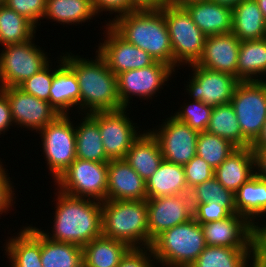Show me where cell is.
I'll use <instances>...</instances> for the list:
<instances>
[{
  "mask_svg": "<svg viewBox=\"0 0 266 267\" xmlns=\"http://www.w3.org/2000/svg\"><path fill=\"white\" fill-rule=\"evenodd\" d=\"M34 40L35 37L23 43L3 46L0 53V88L17 87L51 61L48 52L45 53Z\"/></svg>",
  "mask_w": 266,
  "mask_h": 267,
  "instance_id": "ba28073f",
  "label": "cell"
},
{
  "mask_svg": "<svg viewBox=\"0 0 266 267\" xmlns=\"http://www.w3.org/2000/svg\"><path fill=\"white\" fill-rule=\"evenodd\" d=\"M192 204L215 202L223 206L230 214L236 213L235 197L215 177L190 190Z\"/></svg>",
  "mask_w": 266,
  "mask_h": 267,
  "instance_id": "74e56055",
  "label": "cell"
},
{
  "mask_svg": "<svg viewBox=\"0 0 266 267\" xmlns=\"http://www.w3.org/2000/svg\"><path fill=\"white\" fill-rule=\"evenodd\" d=\"M206 36L232 32V9L211 0H192L181 4Z\"/></svg>",
  "mask_w": 266,
  "mask_h": 267,
  "instance_id": "7402d4cb",
  "label": "cell"
},
{
  "mask_svg": "<svg viewBox=\"0 0 266 267\" xmlns=\"http://www.w3.org/2000/svg\"><path fill=\"white\" fill-rule=\"evenodd\" d=\"M232 33L240 41L266 38V20L255 0H242L232 9Z\"/></svg>",
  "mask_w": 266,
  "mask_h": 267,
  "instance_id": "484cf974",
  "label": "cell"
},
{
  "mask_svg": "<svg viewBox=\"0 0 266 267\" xmlns=\"http://www.w3.org/2000/svg\"><path fill=\"white\" fill-rule=\"evenodd\" d=\"M240 43L232 32L207 36L202 55L196 65L237 77Z\"/></svg>",
  "mask_w": 266,
  "mask_h": 267,
  "instance_id": "d6986e66",
  "label": "cell"
},
{
  "mask_svg": "<svg viewBox=\"0 0 266 267\" xmlns=\"http://www.w3.org/2000/svg\"><path fill=\"white\" fill-rule=\"evenodd\" d=\"M237 147L230 141L206 131L198 133L196 155L214 170L220 166Z\"/></svg>",
  "mask_w": 266,
  "mask_h": 267,
  "instance_id": "8d00e7d4",
  "label": "cell"
},
{
  "mask_svg": "<svg viewBox=\"0 0 266 267\" xmlns=\"http://www.w3.org/2000/svg\"><path fill=\"white\" fill-rule=\"evenodd\" d=\"M80 123L74 122L76 135V158L109 163L98 124L88 115L82 114ZM83 117V118H82Z\"/></svg>",
  "mask_w": 266,
  "mask_h": 267,
  "instance_id": "f546056e",
  "label": "cell"
},
{
  "mask_svg": "<svg viewBox=\"0 0 266 267\" xmlns=\"http://www.w3.org/2000/svg\"><path fill=\"white\" fill-rule=\"evenodd\" d=\"M190 73L185 92L188 99L201 101L211 107L230 103L237 85L241 82L232 74L213 71L196 64L188 65Z\"/></svg>",
  "mask_w": 266,
  "mask_h": 267,
  "instance_id": "4fadbf2b",
  "label": "cell"
},
{
  "mask_svg": "<svg viewBox=\"0 0 266 267\" xmlns=\"http://www.w3.org/2000/svg\"><path fill=\"white\" fill-rule=\"evenodd\" d=\"M64 62L75 72L80 88L78 113L91 114L124 108L118 95L117 76L105 60L95 52V58H83L72 52H61ZM95 59V60H94Z\"/></svg>",
  "mask_w": 266,
  "mask_h": 267,
  "instance_id": "7a4b0ae2",
  "label": "cell"
},
{
  "mask_svg": "<svg viewBox=\"0 0 266 267\" xmlns=\"http://www.w3.org/2000/svg\"><path fill=\"white\" fill-rule=\"evenodd\" d=\"M93 9L99 17L103 12H108L111 14H116L112 20L109 18L108 21L104 23L110 24L115 18L120 15L126 14L128 12H133L138 10L131 2V0H92ZM110 20V21H109Z\"/></svg>",
  "mask_w": 266,
  "mask_h": 267,
  "instance_id": "f6af8a7d",
  "label": "cell"
},
{
  "mask_svg": "<svg viewBox=\"0 0 266 267\" xmlns=\"http://www.w3.org/2000/svg\"><path fill=\"white\" fill-rule=\"evenodd\" d=\"M251 149H266V121L256 140L250 145Z\"/></svg>",
  "mask_w": 266,
  "mask_h": 267,
  "instance_id": "f5cc1de1",
  "label": "cell"
},
{
  "mask_svg": "<svg viewBox=\"0 0 266 267\" xmlns=\"http://www.w3.org/2000/svg\"><path fill=\"white\" fill-rule=\"evenodd\" d=\"M108 163L76 158L54 182L55 188L70 196L106 200Z\"/></svg>",
  "mask_w": 266,
  "mask_h": 267,
  "instance_id": "30bf717a",
  "label": "cell"
},
{
  "mask_svg": "<svg viewBox=\"0 0 266 267\" xmlns=\"http://www.w3.org/2000/svg\"><path fill=\"white\" fill-rule=\"evenodd\" d=\"M206 132L230 141L237 148H243V134L230 103L213 107Z\"/></svg>",
  "mask_w": 266,
  "mask_h": 267,
  "instance_id": "d590c367",
  "label": "cell"
},
{
  "mask_svg": "<svg viewBox=\"0 0 266 267\" xmlns=\"http://www.w3.org/2000/svg\"><path fill=\"white\" fill-rule=\"evenodd\" d=\"M129 249L121 241L100 236L82 247L83 267H117Z\"/></svg>",
  "mask_w": 266,
  "mask_h": 267,
  "instance_id": "1f68e13d",
  "label": "cell"
},
{
  "mask_svg": "<svg viewBox=\"0 0 266 267\" xmlns=\"http://www.w3.org/2000/svg\"><path fill=\"white\" fill-rule=\"evenodd\" d=\"M0 90L8 98L14 127L27 128L37 133L60 115L49 102L27 94L18 87L0 88Z\"/></svg>",
  "mask_w": 266,
  "mask_h": 267,
  "instance_id": "e0dca14e",
  "label": "cell"
},
{
  "mask_svg": "<svg viewBox=\"0 0 266 267\" xmlns=\"http://www.w3.org/2000/svg\"><path fill=\"white\" fill-rule=\"evenodd\" d=\"M175 70L163 62L155 61L152 65L122 72L117 75L118 95L121 105L129 108L131 99L151 100L162 90L176 74ZM172 77V78H171ZM166 83V84H165Z\"/></svg>",
  "mask_w": 266,
  "mask_h": 267,
  "instance_id": "7c38bea8",
  "label": "cell"
},
{
  "mask_svg": "<svg viewBox=\"0 0 266 267\" xmlns=\"http://www.w3.org/2000/svg\"><path fill=\"white\" fill-rule=\"evenodd\" d=\"M166 4H182L186 1H192V0H165Z\"/></svg>",
  "mask_w": 266,
  "mask_h": 267,
  "instance_id": "9f6ffc18",
  "label": "cell"
},
{
  "mask_svg": "<svg viewBox=\"0 0 266 267\" xmlns=\"http://www.w3.org/2000/svg\"><path fill=\"white\" fill-rule=\"evenodd\" d=\"M42 267H83L82 247L56 242L41 233Z\"/></svg>",
  "mask_w": 266,
  "mask_h": 267,
  "instance_id": "836d02e7",
  "label": "cell"
},
{
  "mask_svg": "<svg viewBox=\"0 0 266 267\" xmlns=\"http://www.w3.org/2000/svg\"><path fill=\"white\" fill-rule=\"evenodd\" d=\"M145 183L147 198L190 193L185 179L184 167L165 160Z\"/></svg>",
  "mask_w": 266,
  "mask_h": 267,
  "instance_id": "83f0119b",
  "label": "cell"
},
{
  "mask_svg": "<svg viewBox=\"0 0 266 267\" xmlns=\"http://www.w3.org/2000/svg\"><path fill=\"white\" fill-rule=\"evenodd\" d=\"M2 159H0V171L5 167L2 163V161H1Z\"/></svg>",
  "mask_w": 266,
  "mask_h": 267,
  "instance_id": "6f0895ef",
  "label": "cell"
},
{
  "mask_svg": "<svg viewBox=\"0 0 266 267\" xmlns=\"http://www.w3.org/2000/svg\"><path fill=\"white\" fill-rule=\"evenodd\" d=\"M102 206V236L130 248L149 247L146 200H105Z\"/></svg>",
  "mask_w": 266,
  "mask_h": 267,
  "instance_id": "277c9868",
  "label": "cell"
},
{
  "mask_svg": "<svg viewBox=\"0 0 266 267\" xmlns=\"http://www.w3.org/2000/svg\"><path fill=\"white\" fill-rule=\"evenodd\" d=\"M162 120L156 129L148 130L157 139L164 160L184 166L196 155L199 132L171 115Z\"/></svg>",
  "mask_w": 266,
  "mask_h": 267,
  "instance_id": "5bb4252c",
  "label": "cell"
},
{
  "mask_svg": "<svg viewBox=\"0 0 266 267\" xmlns=\"http://www.w3.org/2000/svg\"><path fill=\"white\" fill-rule=\"evenodd\" d=\"M230 104L243 134V148L250 147L266 121V81L240 82Z\"/></svg>",
  "mask_w": 266,
  "mask_h": 267,
  "instance_id": "9c48e42d",
  "label": "cell"
},
{
  "mask_svg": "<svg viewBox=\"0 0 266 267\" xmlns=\"http://www.w3.org/2000/svg\"><path fill=\"white\" fill-rule=\"evenodd\" d=\"M4 4L24 16L36 27L41 25L40 20L46 11V0H5Z\"/></svg>",
  "mask_w": 266,
  "mask_h": 267,
  "instance_id": "60d3db41",
  "label": "cell"
},
{
  "mask_svg": "<svg viewBox=\"0 0 266 267\" xmlns=\"http://www.w3.org/2000/svg\"><path fill=\"white\" fill-rule=\"evenodd\" d=\"M201 227L208 246L254 247V226L239 213Z\"/></svg>",
  "mask_w": 266,
  "mask_h": 267,
  "instance_id": "ac0fdd59",
  "label": "cell"
},
{
  "mask_svg": "<svg viewBox=\"0 0 266 267\" xmlns=\"http://www.w3.org/2000/svg\"><path fill=\"white\" fill-rule=\"evenodd\" d=\"M192 207L193 218L199 224L220 221L231 215L223 206L215 202L192 204Z\"/></svg>",
  "mask_w": 266,
  "mask_h": 267,
  "instance_id": "7bdbcfd3",
  "label": "cell"
},
{
  "mask_svg": "<svg viewBox=\"0 0 266 267\" xmlns=\"http://www.w3.org/2000/svg\"><path fill=\"white\" fill-rule=\"evenodd\" d=\"M52 63L49 62L39 72L24 80L17 87L27 94L50 103V89L55 75V68L52 67Z\"/></svg>",
  "mask_w": 266,
  "mask_h": 267,
  "instance_id": "ab89813d",
  "label": "cell"
},
{
  "mask_svg": "<svg viewBox=\"0 0 266 267\" xmlns=\"http://www.w3.org/2000/svg\"><path fill=\"white\" fill-rule=\"evenodd\" d=\"M163 15L173 49L174 70L183 68L182 65L196 64L202 55L207 36L181 4L164 5Z\"/></svg>",
  "mask_w": 266,
  "mask_h": 267,
  "instance_id": "8992f818",
  "label": "cell"
},
{
  "mask_svg": "<svg viewBox=\"0 0 266 267\" xmlns=\"http://www.w3.org/2000/svg\"><path fill=\"white\" fill-rule=\"evenodd\" d=\"M129 109L88 114L99 126L105 154L109 160L124 159L142 130L129 118Z\"/></svg>",
  "mask_w": 266,
  "mask_h": 267,
  "instance_id": "8fae6325",
  "label": "cell"
},
{
  "mask_svg": "<svg viewBox=\"0 0 266 267\" xmlns=\"http://www.w3.org/2000/svg\"><path fill=\"white\" fill-rule=\"evenodd\" d=\"M146 202L149 247L163 231L193 218V207L189 193L147 198Z\"/></svg>",
  "mask_w": 266,
  "mask_h": 267,
  "instance_id": "2e32d148",
  "label": "cell"
},
{
  "mask_svg": "<svg viewBox=\"0 0 266 267\" xmlns=\"http://www.w3.org/2000/svg\"><path fill=\"white\" fill-rule=\"evenodd\" d=\"M185 101L189 102H184L183 106L180 105L179 110L174 111V114L172 112L171 116L198 132L206 131L213 107L201 101L187 99Z\"/></svg>",
  "mask_w": 266,
  "mask_h": 267,
  "instance_id": "f35d334b",
  "label": "cell"
},
{
  "mask_svg": "<svg viewBox=\"0 0 266 267\" xmlns=\"http://www.w3.org/2000/svg\"><path fill=\"white\" fill-rule=\"evenodd\" d=\"M237 78L241 82L266 81V38L241 41Z\"/></svg>",
  "mask_w": 266,
  "mask_h": 267,
  "instance_id": "f1b7e54d",
  "label": "cell"
},
{
  "mask_svg": "<svg viewBox=\"0 0 266 267\" xmlns=\"http://www.w3.org/2000/svg\"><path fill=\"white\" fill-rule=\"evenodd\" d=\"M255 155L256 174L266 180V149H252Z\"/></svg>",
  "mask_w": 266,
  "mask_h": 267,
  "instance_id": "681fc988",
  "label": "cell"
},
{
  "mask_svg": "<svg viewBox=\"0 0 266 267\" xmlns=\"http://www.w3.org/2000/svg\"><path fill=\"white\" fill-rule=\"evenodd\" d=\"M151 247L130 248L117 267H157Z\"/></svg>",
  "mask_w": 266,
  "mask_h": 267,
  "instance_id": "ee69618b",
  "label": "cell"
},
{
  "mask_svg": "<svg viewBox=\"0 0 266 267\" xmlns=\"http://www.w3.org/2000/svg\"><path fill=\"white\" fill-rule=\"evenodd\" d=\"M20 232L8 240H4L2 249L10 267H42L41 264V232L38 227L28 224L20 227Z\"/></svg>",
  "mask_w": 266,
  "mask_h": 267,
  "instance_id": "44dd1931",
  "label": "cell"
},
{
  "mask_svg": "<svg viewBox=\"0 0 266 267\" xmlns=\"http://www.w3.org/2000/svg\"><path fill=\"white\" fill-rule=\"evenodd\" d=\"M7 171L8 169L5 168L0 171V218L3 213L8 215L9 210L15 206L14 204H16L15 201L17 199L14 196L16 195V191L14 190L15 186H13L14 182L11 181L12 178H10V173Z\"/></svg>",
  "mask_w": 266,
  "mask_h": 267,
  "instance_id": "bcb514c9",
  "label": "cell"
},
{
  "mask_svg": "<svg viewBox=\"0 0 266 267\" xmlns=\"http://www.w3.org/2000/svg\"><path fill=\"white\" fill-rule=\"evenodd\" d=\"M38 28L5 4L0 6V46L23 43L36 37Z\"/></svg>",
  "mask_w": 266,
  "mask_h": 267,
  "instance_id": "e575fe53",
  "label": "cell"
},
{
  "mask_svg": "<svg viewBox=\"0 0 266 267\" xmlns=\"http://www.w3.org/2000/svg\"><path fill=\"white\" fill-rule=\"evenodd\" d=\"M55 190L52 230L39 229L44 236L56 242L72 243L81 247L102 236L100 201L70 196L57 188Z\"/></svg>",
  "mask_w": 266,
  "mask_h": 267,
  "instance_id": "6da1fadb",
  "label": "cell"
},
{
  "mask_svg": "<svg viewBox=\"0 0 266 267\" xmlns=\"http://www.w3.org/2000/svg\"><path fill=\"white\" fill-rule=\"evenodd\" d=\"M128 43L174 69L173 49L160 9H140L120 15L109 24Z\"/></svg>",
  "mask_w": 266,
  "mask_h": 267,
  "instance_id": "3957f363",
  "label": "cell"
},
{
  "mask_svg": "<svg viewBox=\"0 0 266 267\" xmlns=\"http://www.w3.org/2000/svg\"><path fill=\"white\" fill-rule=\"evenodd\" d=\"M214 3L227 6L231 9H233L238 3H240L242 0H211Z\"/></svg>",
  "mask_w": 266,
  "mask_h": 267,
  "instance_id": "db71d44e",
  "label": "cell"
},
{
  "mask_svg": "<svg viewBox=\"0 0 266 267\" xmlns=\"http://www.w3.org/2000/svg\"><path fill=\"white\" fill-rule=\"evenodd\" d=\"M103 34L105 38L95 49L97 53L105 60L108 68L118 74L141 69L152 65L156 60L141 48L128 43L122 38L109 24H105Z\"/></svg>",
  "mask_w": 266,
  "mask_h": 267,
  "instance_id": "9a60e30c",
  "label": "cell"
},
{
  "mask_svg": "<svg viewBox=\"0 0 266 267\" xmlns=\"http://www.w3.org/2000/svg\"><path fill=\"white\" fill-rule=\"evenodd\" d=\"M253 249L206 245L190 267H251Z\"/></svg>",
  "mask_w": 266,
  "mask_h": 267,
  "instance_id": "d6a6232c",
  "label": "cell"
},
{
  "mask_svg": "<svg viewBox=\"0 0 266 267\" xmlns=\"http://www.w3.org/2000/svg\"><path fill=\"white\" fill-rule=\"evenodd\" d=\"M58 59L50 89V105L60 115H69L80 106V88L75 72L64 62L62 53Z\"/></svg>",
  "mask_w": 266,
  "mask_h": 267,
  "instance_id": "603a6c76",
  "label": "cell"
},
{
  "mask_svg": "<svg viewBox=\"0 0 266 267\" xmlns=\"http://www.w3.org/2000/svg\"><path fill=\"white\" fill-rule=\"evenodd\" d=\"M250 265L251 267H266V252L257 250L254 247Z\"/></svg>",
  "mask_w": 266,
  "mask_h": 267,
  "instance_id": "816d5d0a",
  "label": "cell"
},
{
  "mask_svg": "<svg viewBox=\"0 0 266 267\" xmlns=\"http://www.w3.org/2000/svg\"><path fill=\"white\" fill-rule=\"evenodd\" d=\"M234 197L236 213L243 215L253 226L266 215V180L257 174L245 182Z\"/></svg>",
  "mask_w": 266,
  "mask_h": 267,
  "instance_id": "4316f807",
  "label": "cell"
},
{
  "mask_svg": "<svg viewBox=\"0 0 266 267\" xmlns=\"http://www.w3.org/2000/svg\"><path fill=\"white\" fill-rule=\"evenodd\" d=\"M14 123L7 96L0 90V136L9 131Z\"/></svg>",
  "mask_w": 266,
  "mask_h": 267,
  "instance_id": "7dc6e473",
  "label": "cell"
},
{
  "mask_svg": "<svg viewBox=\"0 0 266 267\" xmlns=\"http://www.w3.org/2000/svg\"><path fill=\"white\" fill-rule=\"evenodd\" d=\"M70 115H59L37 132L42 154L55 182L76 159V135Z\"/></svg>",
  "mask_w": 266,
  "mask_h": 267,
  "instance_id": "52a82bcc",
  "label": "cell"
},
{
  "mask_svg": "<svg viewBox=\"0 0 266 267\" xmlns=\"http://www.w3.org/2000/svg\"><path fill=\"white\" fill-rule=\"evenodd\" d=\"M132 4L138 9H160L166 5L165 0H131Z\"/></svg>",
  "mask_w": 266,
  "mask_h": 267,
  "instance_id": "f907efd6",
  "label": "cell"
},
{
  "mask_svg": "<svg viewBox=\"0 0 266 267\" xmlns=\"http://www.w3.org/2000/svg\"><path fill=\"white\" fill-rule=\"evenodd\" d=\"M183 167L189 191L195 186L214 177V169L198 155H195L193 159Z\"/></svg>",
  "mask_w": 266,
  "mask_h": 267,
  "instance_id": "b9f144b4",
  "label": "cell"
},
{
  "mask_svg": "<svg viewBox=\"0 0 266 267\" xmlns=\"http://www.w3.org/2000/svg\"><path fill=\"white\" fill-rule=\"evenodd\" d=\"M255 174V155L250 147L237 148L214 170V177L233 193Z\"/></svg>",
  "mask_w": 266,
  "mask_h": 267,
  "instance_id": "cb8c5ba5",
  "label": "cell"
},
{
  "mask_svg": "<svg viewBox=\"0 0 266 267\" xmlns=\"http://www.w3.org/2000/svg\"><path fill=\"white\" fill-rule=\"evenodd\" d=\"M266 215L254 225V247L266 252ZM264 224H262L263 222ZM261 222V223H260Z\"/></svg>",
  "mask_w": 266,
  "mask_h": 267,
  "instance_id": "c3c4849f",
  "label": "cell"
},
{
  "mask_svg": "<svg viewBox=\"0 0 266 267\" xmlns=\"http://www.w3.org/2000/svg\"><path fill=\"white\" fill-rule=\"evenodd\" d=\"M97 17L92 0H46V11L42 20H52L61 25H77ZM89 20V21H88Z\"/></svg>",
  "mask_w": 266,
  "mask_h": 267,
  "instance_id": "4dcf8cb0",
  "label": "cell"
},
{
  "mask_svg": "<svg viewBox=\"0 0 266 267\" xmlns=\"http://www.w3.org/2000/svg\"><path fill=\"white\" fill-rule=\"evenodd\" d=\"M261 10V12L263 13V16L266 20V0H255Z\"/></svg>",
  "mask_w": 266,
  "mask_h": 267,
  "instance_id": "11a10c76",
  "label": "cell"
},
{
  "mask_svg": "<svg viewBox=\"0 0 266 267\" xmlns=\"http://www.w3.org/2000/svg\"><path fill=\"white\" fill-rule=\"evenodd\" d=\"M146 183L124 160L108 163L106 200H146Z\"/></svg>",
  "mask_w": 266,
  "mask_h": 267,
  "instance_id": "ffe728a7",
  "label": "cell"
},
{
  "mask_svg": "<svg viewBox=\"0 0 266 267\" xmlns=\"http://www.w3.org/2000/svg\"><path fill=\"white\" fill-rule=\"evenodd\" d=\"M205 247L201 224L194 218L163 231L151 245L158 267H190Z\"/></svg>",
  "mask_w": 266,
  "mask_h": 267,
  "instance_id": "5b68a950",
  "label": "cell"
},
{
  "mask_svg": "<svg viewBox=\"0 0 266 267\" xmlns=\"http://www.w3.org/2000/svg\"><path fill=\"white\" fill-rule=\"evenodd\" d=\"M4 3H5V0H0V6L4 5Z\"/></svg>",
  "mask_w": 266,
  "mask_h": 267,
  "instance_id": "680465c9",
  "label": "cell"
},
{
  "mask_svg": "<svg viewBox=\"0 0 266 267\" xmlns=\"http://www.w3.org/2000/svg\"><path fill=\"white\" fill-rule=\"evenodd\" d=\"M124 160L141 176L146 182L159 168L164 160L159 143L149 130L133 142Z\"/></svg>",
  "mask_w": 266,
  "mask_h": 267,
  "instance_id": "d4e9b609",
  "label": "cell"
}]
</instances>
